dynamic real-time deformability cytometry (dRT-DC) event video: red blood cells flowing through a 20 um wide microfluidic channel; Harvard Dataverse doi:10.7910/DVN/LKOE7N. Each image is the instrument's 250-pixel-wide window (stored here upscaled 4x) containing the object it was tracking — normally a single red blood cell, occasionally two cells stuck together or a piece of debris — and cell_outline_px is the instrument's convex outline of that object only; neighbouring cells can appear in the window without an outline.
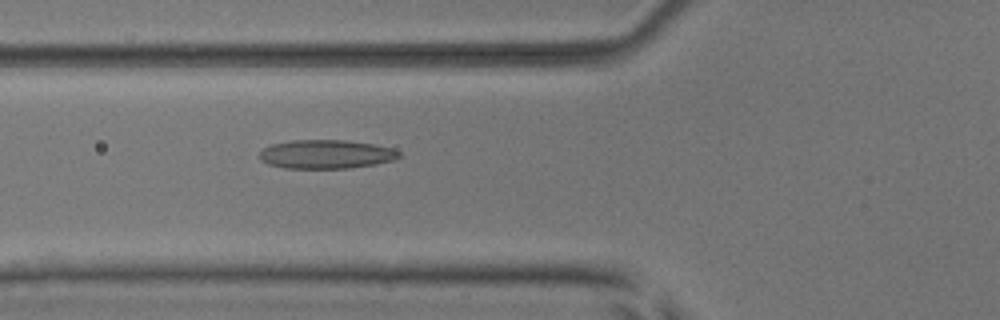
{"species": "common noctule bat (a hibernating species)", "species_latin": "Nyctalus noctula", "temperature_condition": "room temperature", "stored_images_in_passage": 53, "camera_frame_rate_fps": 3000, "um_per_image_px": 0.085, "animal": {"sex": "male", "body_mass_g": 17.9, "forearm_length_mm": 54.2}, "frame": {"image": 1, "passage_image": 20, "time_ms": 6.333, "image_size_px": [1000, 320], "cell_outline_px": [[400, 156], [396, 160], [376, 164], [348, 168], [284, 168], [268, 164], [260, 160], [260, 152], [264, 148], [272, 144], [292, 140], [344, 140], [372, 144], [392, 148], [400, 152]], "centroid_in_image_um": [27.73, 13.11], "position_along_channel_um": 98.1, "area_um2": 23.41}}
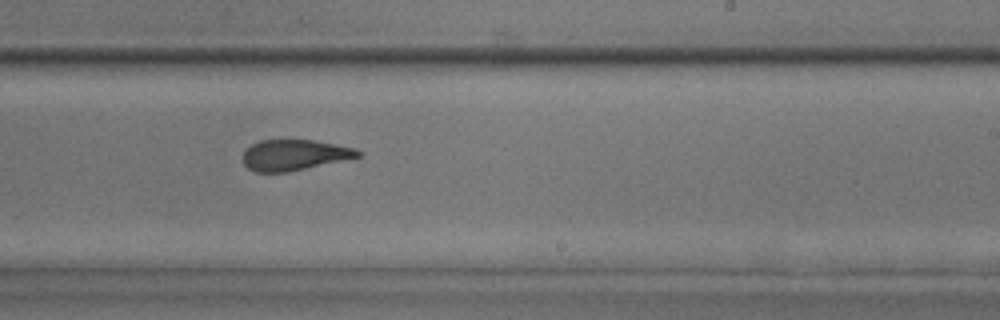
{"frame": {"image": 2, "passage_image": 33, "time_ms": 10.667, "image_size_px": [1000, 320], "cell_outline_px": [[364, 156], [288, 172], [256, 172], [248, 168], [244, 164], [244, 152], [252, 144], [260, 140], [312, 140], [336, 144], [356, 148], [364, 152]], "centroid_in_image_um": [25.09, 13.17], "position_along_channel_um": 263.9, "area_um2": 20.69}}
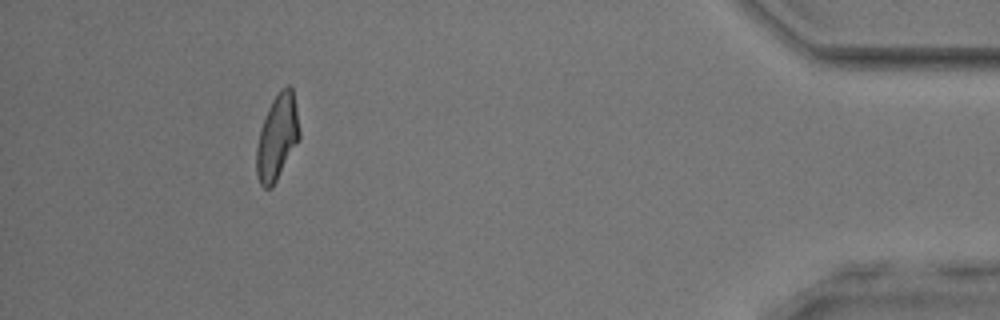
{"frame": {"image": 3, "passage_image": 49, "time_ms": 16.0, "image_size_px": [1000, 320], "cell_outline_px": [[300, 140], [272, 188], [264, 188], [260, 184], [256, 172], [256, 148], [260, 128], [268, 108], [272, 100], [280, 88], [284, 84], [288, 84], [292, 88], [296, 108], [300, 132]], "centroid_in_image_um": [23.56, 11.66], "position_along_channel_um": 411.6, "area_um2": 21.62}, "authors_computed_cell_mechanics": {"area_um2": 22.1952, "velocity_mm_per_s": 3.8406, "shape_relaxation_time_tau1_ms": null, "shape_relaxation_time_tau2_ms": 1.7942, "deformation_change_tau1": null, "deformation_change_tau2": 0.1064}}